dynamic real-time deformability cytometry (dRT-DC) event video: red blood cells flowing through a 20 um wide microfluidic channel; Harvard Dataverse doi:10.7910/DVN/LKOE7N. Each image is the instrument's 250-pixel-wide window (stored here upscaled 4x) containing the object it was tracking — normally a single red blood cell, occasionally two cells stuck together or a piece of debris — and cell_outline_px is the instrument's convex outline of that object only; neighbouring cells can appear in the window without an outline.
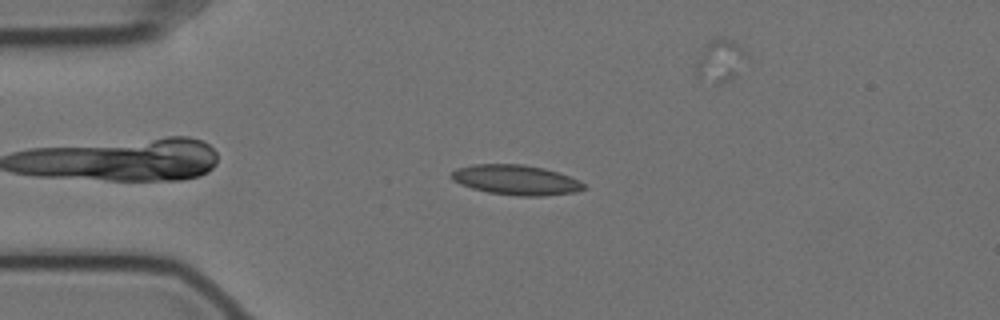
{"species": "Egyptian fruit bat (a non-hibernating species)", "species_latin": "Rousettus aegyptiacus", "temperature_condition": "cold", "stored_images_in_passage": 53, "segment_of_instrument_passage": [1, 2], "camera_frame_rate_fps": 3000, "um_per_image_px": 0.085, "animal": {"sex": "female"}, "frame": {"image": 1, "passage_image": 8, "time_ms": 2.333, "image_size_px": [1000, 320], "cell_outline_px": [[588, 188], [576, 192], [544, 196], [520, 196], [488, 192], [472, 188], [460, 184], [452, 180], [448, 176], [456, 168], [472, 164], [524, 164], [544, 168], [580, 180]], "centroid_in_image_um": [43.85, 15.29], "position_along_channel_um": 41.2, "area_um2": 23.29}}
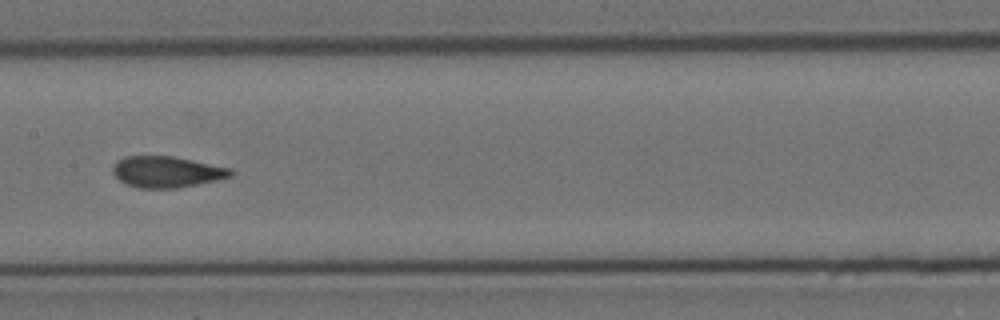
{"frame": {"image": 2, "passage_image": 23, "time_ms": 7.333, "image_size_px": [1000, 320], "cell_outline_px": [[236, 172], [232, 176], [216, 180], [176, 188], [140, 188], [128, 184], [120, 180], [112, 172], [112, 168], [116, 160], [124, 156], [172, 156], [232, 168]], "centroid_in_image_um": [14.18, 14.6], "position_along_channel_um": 193.2, "area_um2": 21.39}}
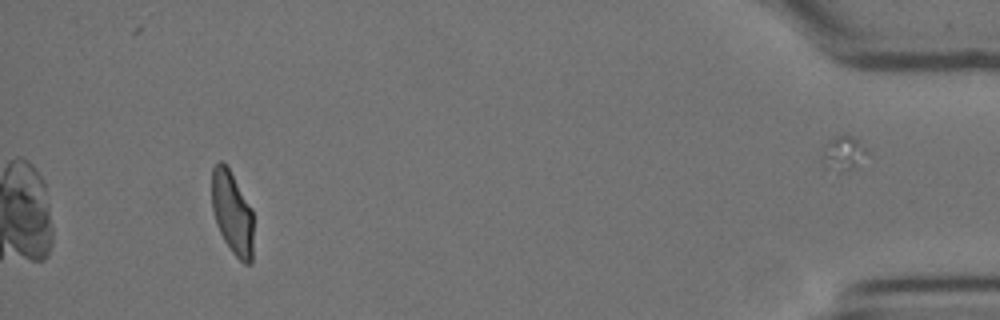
{"frame": {"image": 3, "passage_image": 48, "time_ms": 15.667, "image_size_px": [1000, 320], "cell_outline_px": [[252, 264], [244, 264], [232, 252], [224, 240], [216, 224], [212, 208], [212, 168], [220, 160], [228, 168], [252, 208]], "centroid_in_image_um": [19.73, 18.11], "position_along_channel_um": 415.5, "area_um2": 19.94}}